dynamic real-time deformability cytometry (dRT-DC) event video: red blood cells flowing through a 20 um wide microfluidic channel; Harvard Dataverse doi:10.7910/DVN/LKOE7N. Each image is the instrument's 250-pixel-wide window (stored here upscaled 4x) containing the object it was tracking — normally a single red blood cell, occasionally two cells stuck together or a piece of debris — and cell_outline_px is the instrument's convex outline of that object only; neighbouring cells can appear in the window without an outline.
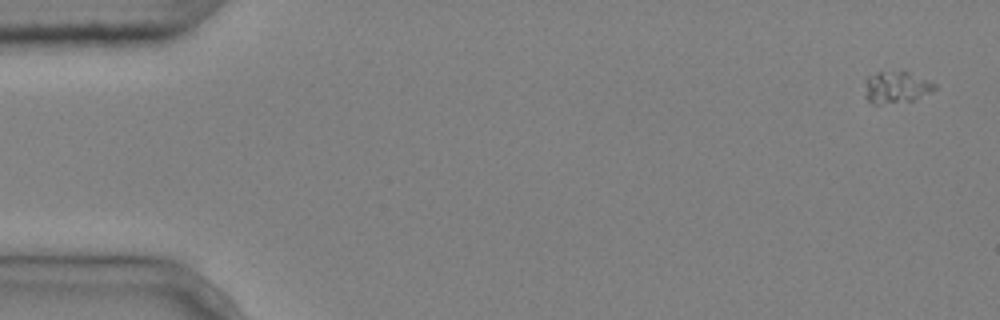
{"species": "common noctule bat (a hibernating species)", "species_latin": "Nyctalus noctula", "temperature_condition": "cold", "stored_images_in_passage": 5, "camera_frame_rate_fps": 3000, "um_per_image_px": 0.085, "animal": {"sex": "male", "body_mass_g": 20.4}, "frame": {"image": 1, "passage_image": 1, "time_ms": 0.0, "image_size_px": [1000, 320], "cell_outline_px": [[936, 88], [912, 100], [876, 104], [872, 104], [864, 96], [868, 76], [880, 72], [908, 72], [928, 80], [936, 84]], "centroid_in_image_um": [76.16, 7.42], "position_along_channel_um": 8.8, "area_um2": 12.43}}
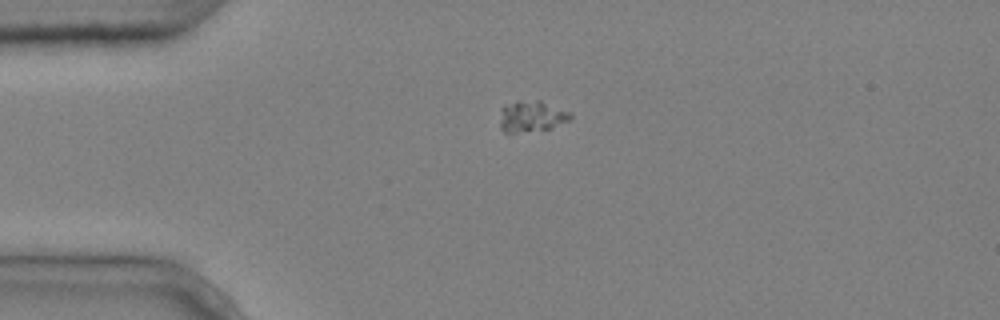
{"frame": {"image": 2, "passage_image": 4, "time_ms": 1.0, "image_size_px": [1000, 320], "cell_outline_px": [[572, 116], [568, 120], [552, 128], [512, 132], [504, 132], [500, 128], [500, 108], [504, 104], [516, 100], [540, 100], [568, 112]], "centroid_in_image_um": [45.11, 9.85], "position_along_channel_um": 39.9, "area_um2": 12.72}}